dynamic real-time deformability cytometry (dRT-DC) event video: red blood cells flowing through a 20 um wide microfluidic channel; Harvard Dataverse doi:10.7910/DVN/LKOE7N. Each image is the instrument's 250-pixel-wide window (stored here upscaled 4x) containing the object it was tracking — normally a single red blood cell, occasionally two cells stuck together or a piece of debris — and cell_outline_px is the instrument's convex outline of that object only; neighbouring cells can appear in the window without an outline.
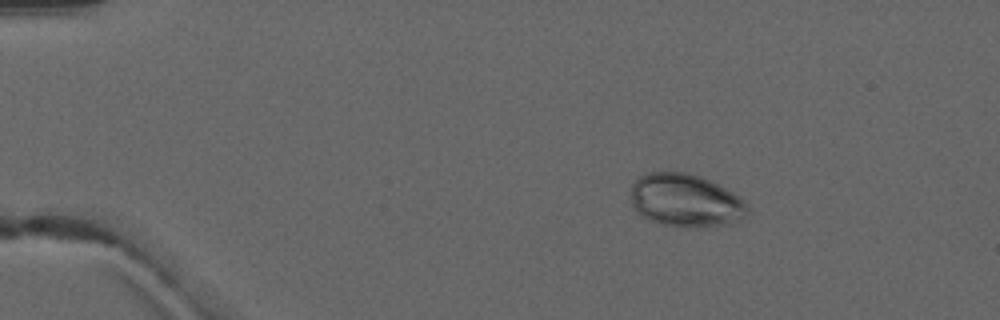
{"species": "common noctule bat (a hibernating species)", "species_latin": "Nyctalus noctula", "temperature_condition": "warm", "stored_images_in_passage": 3, "camera_frame_rate_fps": 3000, "um_per_image_px": 0.085, "animal": {"sex": "male", "forearm_length_mm": 52.5}, "frame": {"image": 1, "passage_image": 2, "time_ms": 1.333, "image_size_px": [1000, 320], "cell_outline_px": [[748, 212], [744, 216], [732, 224], [700, 228], [688, 228], [660, 224], [648, 220], [632, 204], [632, 184], [640, 176], [648, 172], [684, 172], [700, 176], [712, 180], [740, 196], [748, 204]], "centroid_in_image_um": [58.32, 17.05], "position_along_channel_um": 26.7, "area_um2": 36.41}}